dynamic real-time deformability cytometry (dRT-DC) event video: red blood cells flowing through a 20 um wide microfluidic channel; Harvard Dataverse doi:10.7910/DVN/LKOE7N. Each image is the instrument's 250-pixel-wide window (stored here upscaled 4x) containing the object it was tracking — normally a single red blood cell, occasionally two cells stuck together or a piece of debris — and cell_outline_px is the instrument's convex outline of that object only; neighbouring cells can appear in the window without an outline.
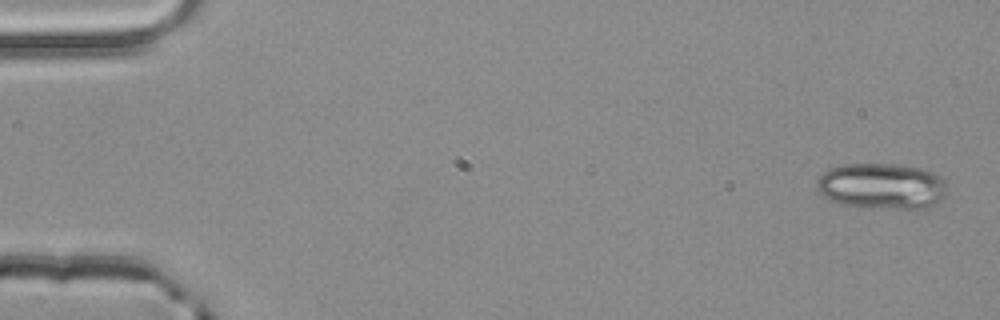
{"species": "common noctule bat (a hibernating species)", "species_latin": "Nyctalus noctula", "temperature_condition": "room temperature", "stored_images_in_passage": 4, "camera_frame_rate_fps": 3000, "um_per_image_px": 0.085, "animal": {"sex": "male", "body_mass_g": 20.4}, "frame": {"image": 1, "passage_image": 1, "time_ms": 0.0, "image_size_px": [1000, 320], "cell_outline_px": [[944, 196], [936, 204], [920, 212], [872, 208], [840, 204], [828, 200], [816, 188], [816, 180], [828, 168], [844, 164], [896, 164], [920, 168], [936, 172], [944, 180]], "centroid_in_image_um": [74.97, 15.86], "position_along_channel_um": 10.0, "area_um2": 35.89}}